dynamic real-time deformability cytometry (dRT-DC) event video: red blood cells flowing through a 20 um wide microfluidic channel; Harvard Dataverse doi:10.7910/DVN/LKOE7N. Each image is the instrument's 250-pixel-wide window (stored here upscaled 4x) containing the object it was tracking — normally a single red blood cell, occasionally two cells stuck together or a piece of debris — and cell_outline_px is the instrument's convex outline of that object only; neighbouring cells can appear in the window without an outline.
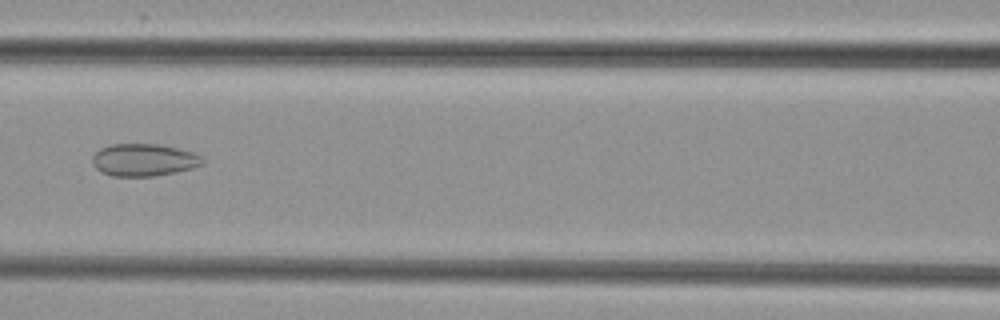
{"species": "common noctule bat (a hibernating species)", "species_latin": "Nyctalus noctula", "temperature_condition": "cold", "stored_images_in_passage": 5, "camera_frame_rate_fps": 3000, "um_per_image_px": 0.085, "animal": {"sex": "female", "body_mass_g": 29.2, "forearm_length_mm": 56.3}, "frame": {"image": 1, "passage_image": 5, "time_ms": 5.667, "image_size_px": [1000, 320], "cell_outline_px": [[204, 164], [192, 168], [176, 172], [152, 176], [112, 176], [100, 172], [92, 164], [92, 156], [100, 148], [112, 144], [160, 144], [192, 152], [204, 156]], "centroid_in_image_um": [12.23, 13.59], "position_along_channel_um": 154.4, "area_um2": 20.92}}